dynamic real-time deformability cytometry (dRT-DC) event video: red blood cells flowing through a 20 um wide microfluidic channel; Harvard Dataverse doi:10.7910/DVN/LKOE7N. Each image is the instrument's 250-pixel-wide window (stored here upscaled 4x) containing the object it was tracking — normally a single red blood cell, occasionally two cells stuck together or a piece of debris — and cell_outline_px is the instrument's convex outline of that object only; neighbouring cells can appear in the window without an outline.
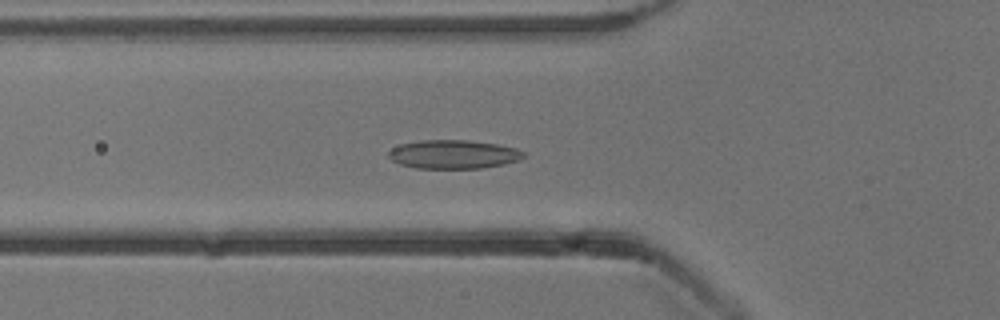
{"species": "common noctule bat (a hibernating species)", "species_latin": "Nyctalus noctula", "temperature_condition": "cold", "stored_images_in_passage": 54, "camera_frame_rate_fps": 3000, "um_per_image_px": 0.085, "animal": {"sex": "male", "body_mass_g": 13.3}, "frame": {"image": 1, "passage_image": 19, "time_ms": 6.0, "image_size_px": [1000, 320], "cell_outline_px": [[524, 156], [520, 160], [504, 164], [484, 168], [416, 168], [400, 164], [392, 160], [388, 156], [388, 152], [392, 148], [400, 144], [420, 140], [468, 140], [496, 144], [516, 148], [524, 152]], "centroid_in_image_um": [38.54, 13.12], "position_along_channel_um": 87.3, "area_um2": 22.6}}
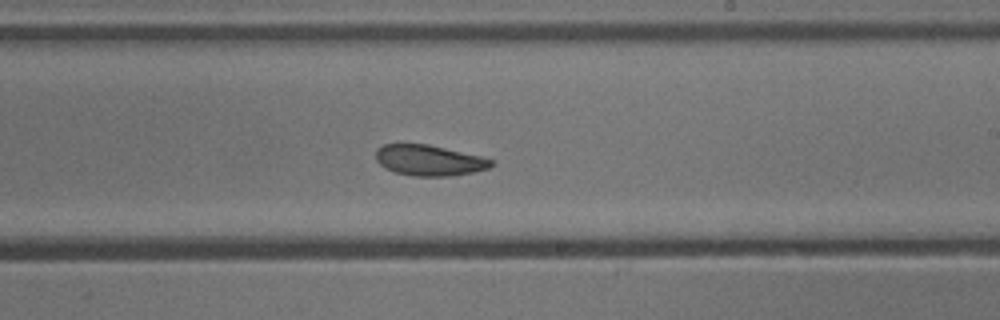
{"frame": {"image": 2, "passage_image": 32, "time_ms": 10.333, "image_size_px": [1000, 320], "cell_outline_px": [[496, 164], [488, 168], [472, 172], [452, 176], [412, 176], [396, 172], [384, 168], [376, 160], [376, 148], [384, 144], [428, 144], [480, 156], [492, 160]], "centroid_in_image_um": [36.46, 13.63], "position_along_channel_um": 252.5, "area_um2": 20.63}}
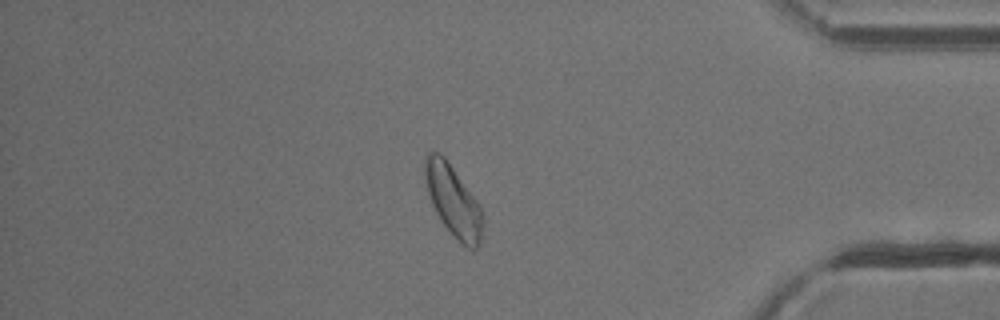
{"frame": {"image": 3, "passage_image": 46, "time_ms": 15.0, "image_size_px": [1000, 320], "cell_outline_px": [[480, 244], [476, 248], [468, 248], [460, 244], [440, 220], [432, 204], [428, 192], [424, 172], [424, 156], [428, 152], [440, 152], [444, 156], [476, 200], [480, 208]], "centroid_in_image_um": [38.46, 17.04], "position_along_channel_um": 396.7, "area_um2": 23.29}, "authors_computed_cell_mechanics": {"area_um2": 22.6576, "velocity_mm_per_s": 3.8106, "shape_relaxation_time_tau1_ms": 5.2593, "shape_relaxation_time_tau2_ms": 2.764, "deformation_change_tau1": 0.106, "deformation_change_tau2": 0.0807}}